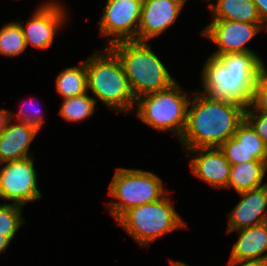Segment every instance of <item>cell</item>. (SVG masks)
I'll use <instances>...</instances> for the list:
<instances>
[{"instance_id": "20", "label": "cell", "mask_w": 267, "mask_h": 266, "mask_svg": "<svg viewBox=\"0 0 267 266\" xmlns=\"http://www.w3.org/2000/svg\"><path fill=\"white\" fill-rule=\"evenodd\" d=\"M57 93L62 99L85 94L88 90L86 63L62 70L55 81Z\"/></svg>"}, {"instance_id": "9", "label": "cell", "mask_w": 267, "mask_h": 266, "mask_svg": "<svg viewBox=\"0 0 267 266\" xmlns=\"http://www.w3.org/2000/svg\"><path fill=\"white\" fill-rule=\"evenodd\" d=\"M142 4L143 0H107L98 21L101 36L110 42L106 47L120 41H138Z\"/></svg>"}, {"instance_id": "16", "label": "cell", "mask_w": 267, "mask_h": 266, "mask_svg": "<svg viewBox=\"0 0 267 266\" xmlns=\"http://www.w3.org/2000/svg\"><path fill=\"white\" fill-rule=\"evenodd\" d=\"M10 119L0 134V164L33 156L30 145L39 130L33 125L18 122L11 125Z\"/></svg>"}, {"instance_id": "4", "label": "cell", "mask_w": 267, "mask_h": 266, "mask_svg": "<svg viewBox=\"0 0 267 266\" xmlns=\"http://www.w3.org/2000/svg\"><path fill=\"white\" fill-rule=\"evenodd\" d=\"M109 47L121 60L135 99L176 82L148 42L120 41Z\"/></svg>"}, {"instance_id": "2", "label": "cell", "mask_w": 267, "mask_h": 266, "mask_svg": "<svg viewBox=\"0 0 267 266\" xmlns=\"http://www.w3.org/2000/svg\"><path fill=\"white\" fill-rule=\"evenodd\" d=\"M263 60L256 53L209 56L201 72L202 88L214 99L251 104L255 82Z\"/></svg>"}, {"instance_id": "3", "label": "cell", "mask_w": 267, "mask_h": 266, "mask_svg": "<svg viewBox=\"0 0 267 266\" xmlns=\"http://www.w3.org/2000/svg\"><path fill=\"white\" fill-rule=\"evenodd\" d=\"M105 51H94L85 61L88 90L98 100L117 112L131 113L136 99L131 91L121 60L106 47Z\"/></svg>"}, {"instance_id": "32", "label": "cell", "mask_w": 267, "mask_h": 266, "mask_svg": "<svg viewBox=\"0 0 267 266\" xmlns=\"http://www.w3.org/2000/svg\"><path fill=\"white\" fill-rule=\"evenodd\" d=\"M265 161H266V164H267V145H266V159H265Z\"/></svg>"}, {"instance_id": "30", "label": "cell", "mask_w": 267, "mask_h": 266, "mask_svg": "<svg viewBox=\"0 0 267 266\" xmlns=\"http://www.w3.org/2000/svg\"><path fill=\"white\" fill-rule=\"evenodd\" d=\"M10 243L11 241L6 236L0 234V254L6 253V249Z\"/></svg>"}, {"instance_id": "29", "label": "cell", "mask_w": 267, "mask_h": 266, "mask_svg": "<svg viewBox=\"0 0 267 266\" xmlns=\"http://www.w3.org/2000/svg\"><path fill=\"white\" fill-rule=\"evenodd\" d=\"M13 118V112L5 109H0V134L6 128L7 123Z\"/></svg>"}, {"instance_id": "8", "label": "cell", "mask_w": 267, "mask_h": 266, "mask_svg": "<svg viewBox=\"0 0 267 266\" xmlns=\"http://www.w3.org/2000/svg\"><path fill=\"white\" fill-rule=\"evenodd\" d=\"M33 159L31 156L1 163L4 166L0 169V198L20 206L41 199Z\"/></svg>"}, {"instance_id": "21", "label": "cell", "mask_w": 267, "mask_h": 266, "mask_svg": "<svg viewBox=\"0 0 267 266\" xmlns=\"http://www.w3.org/2000/svg\"><path fill=\"white\" fill-rule=\"evenodd\" d=\"M62 100L59 115L67 122H80L94 114L96 101L87 92Z\"/></svg>"}, {"instance_id": "22", "label": "cell", "mask_w": 267, "mask_h": 266, "mask_svg": "<svg viewBox=\"0 0 267 266\" xmlns=\"http://www.w3.org/2000/svg\"><path fill=\"white\" fill-rule=\"evenodd\" d=\"M27 48L24 34L19 22H9L0 29V53L14 57Z\"/></svg>"}, {"instance_id": "15", "label": "cell", "mask_w": 267, "mask_h": 266, "mask_svg": "<svg viewBox=\"0 0 267 266\" xmlns=\"http://www.w3.org/2000/svg\"><path fill=\"white\" fill-rule=\"evenodd\" d=\"M266 145L253 127L244 120L219 148L231 165L266 159Z\"/></svg>"}, {"instance_id": "31", "label": "cell", "mask_w": 267, "mask_h": 266, "mask_svg": "<svg viewBox=\"0 0 267 266\" xmlns=\"http://www.w3.org/2000/svg\"><path fill=\"white\" fill-rule=\"evenodd\" d=\"M169 260H170L171 266H189L188 264H185L184 262H181V261H172L171 259Z\"/></svg>"}, {"instance_id": "12", "label": "cell", "mask_w": 267, "mask_h": 266, "mask_svg": "<svg viewBox=\"0 0 267 266\" xmlns=\"http://www.w3.org/2000/svg\"><path fill=\"white\" fill-rule=\"evenodd\" d=\"M183 0H143L138 41L147 42L170 27L181 13Z\"/></svg>"}, {"instance_id": "6", "label": "cell", "mask_w": 267, "mask_h": 266, "mask_svg": "<svg viewBox=\"0 0 267 266\" xmlns=\"http://www.w3.org/2000/svg\"><path fill=\"white\" fill-rule=\"evenodd\" d=\"M167 193L162 179L153 172L141 169L116 168L109 184L108 195L116 200L105 207L117 221L128 209L154 202Z\"/></svg>"}, {"instance_id": "11", "label": "cell", "mask_w": 267, "mask_h": 266, "mask_svg": "<svg viewBox=\"0 0 267 266\" xmlns=\"http://www.w3.org/2000/svg\"><path fill=\"white\" fill-rule=\"evenodd\" d=\"M66 10L59 2L53 0L42 4L34 12L32 18L20 22L26 45L37 49H47L51 46L56 32L66 21Z\"/></svg>"}, {"instance_id": "7", "label": "cell", "mask_w": 267, "mask_h": 266, "mask_svg": "<svg viewBox=\"0 0 267 266\" xmlns=\"http://www.w3.org/2000/svg\"><path fill=\"white\" fill-rule=\"evenodd\" d=\"M185 94L176 81L166 89L140 96L135 102L136 116L153 129L170 131L180 139L185 129L190 100Z\"/></svg>"}, {"instance_id": "27", "label": "cell", "mask_w": 267, "mask_h": 266, "mask_svg": "<svg viewBox=\"0 0 267 266\" xmlns=\"http://www.w3.org/2000/svg\"><path fill=\"white\" fill-rule=\"evenodd\" d=\"M227 266H267L266 259L228 260Z\"/></svg>"}, {"instance_id": "18", "label": "cell", "mask_w": 267, "mask_h": 266, "mask_svg": "<svg viewBox=\"0 0 267 266\" xmlns=\"http://www.w3.org/2000/svg\"><path fill=\"white\" fill-rule=\"evenodd\" d=\"M267 173V164L263 160H254L231 165L227 188L237 193L256 189L267 184L263 178Z\"/></svg>"}, {"instance_id": "5", "label": "cell", "mask_w": 267, "mask_h": 266, "mask_svg": "<svg viewBox=\"0 0 267 266\" xmlns=\"http://www.w3.org/2000/svg\"><path fill=\"white\" fill-rule=\"evenodd\" d=\"M168 193L160 200L128 209L116 222L141 247L150 246L159 237L186 228V222L171 204Z\"/></svg>"}, {"instance_id": "25", "label": "cell", "mask_w": 267, "mask_h": 266, "mask_svg": "<svg viewBox=\"0 0 267 266\" xmlns=\"http://www.w3.org/2000/svg\"><path fill=\"white\" fill-rule=\"evenodd\" d=\"M32 100H33V98L31 99V101ZM31 101H30V103H33ZM30 103H28L27 108L25 106L26 105L25 103L22 105V108L19 109V113L16 114L17 119L14 121L24 122L26 124L33 125L34 127H36L40 131V129L43 127L42 125L45 122V119L41 113L43 111L40 108H35V106H36L35 103H34L35 106H31L34 104H30ZM28 106H29V108H28ZM30 106L33 108H31Z\"/></svg>"}, {"instance_id": "23", "label": "cell", "mask_w": 267, "mask_h": 266, "mask_svg": "<svg viewBox=\"0 0 267 266\" xmlns=\"http://www.w3.org/2000/svg\"><path fill=\"white\" fill-rule=\"evenodd\" d=\"M22 207L13 203H0V234L12 241L16 232L26 222L21 216Z\"/></svg>"}, {"instance_id": "24", "label": "cell", "mask_w": 267, "mask_h": 266, "mask_svg": "<svg viewBox=\"0 0 267 266\" xmlns=\"http://www.w3.org/2000/svg\"><path fill=\"white\" fill-rule=\"evenodd\" d=\"M251 110H250V109ZM245 112H267V68L263 63L255 82L251 104Z\"/></svg>"}, {"instance_id": "17", "label": "cell", "mask_w": 267, "mask_h": 266, "mask_svg": "<svg viewBox=\"0 0 267 266\" xmlns=\"http://www.w3.org/2000/svg\"><path fill=\"white\" fill-rule=\"evenodd\" d=\"M235 232L239 233V238L232 247L229 260L267 258V222Z\"/></svg>"}, {"instance_id": "1", "label": "cell", "mask_w": 267, "mask_h": 266, "mask_svg": "<svg viewBox=\"0 0 267 266\" xmlns=\"http://www.w3.org/2000/svg\"><path fill=\"white\" fill-rule=\"evenodd\" d=\"M187 107L186 125L179 142L183 151L195 148H219L233 137L245 120L246 107L238 102L214 99L198 91Z\"/></svg>"}, {"instance_id": "26", "label": "cell", "mask_w": 267, "mask_h": 266, "mask_svg": "<svg viewBox=\"0 0 267 266\" xmlns=\"http://www.w3.org/2000/svg\"><path fill=\"white\" fill-rule=\"evenodd\" d=\"M245 120L256 134L267 144V112H245Z\"/></svg>"}, {"instance_id": "10", "label": "cell", "mask_w": 267, "mask_h": 266, "mask_svg": "<svg viewBox=\"0 0 267 266\" xmlns=\"http://www.w3.org/2000/svg\"><path fill=\"white\" fill-rule=\"evenodd\" d=\"M264 28L266 27L262 23L212 20L201 31V35L219 48L210 55L213 57L228 53H256L253 49L246 47V44Z\"/></svg>"}, {"instance_id": "28", "label": "cell", "mask_w": 267, "mask_h": 266, "mask_svg": "<svg viewBox=\"0 0 267 266\" xmlns=\"http://www.w3.org/2000/svg\"><path fill=\"white\" fill-rule=\"evenodd\" d=\"M261 19L262 24L267 28V0H252Z\"/></svg>"}, {"instance_id": "19", "label": "cell", "mask_w": 267, "mask_h": 266, "mask_svg": "<svg viewBox=\"0 0 267 266\" xmlns=\"http://www.w3.org/2000/svg\"><path fill=\"white\" fill-rule=\"evenodd\" d=\"M213 20L262 23L252 0H217L209 4Z\"/></svg>"}, {"instance_id": "13", "label": "cell", "mask_w": 267, "mask_h": 266, "mask_svg": "<svg viewBox=\"0 0 267 266\" xmlns=\"http://www.w3.org/2000/svg\"><path fill=\"white\" fill-rule=\"evenodd\" d=\"M187 157L195 154L190 161L191 173L214 188L226 189L231 164L220 148H195L184 150ZM190 155V156H189Z\"/></svg>"}, {"instance_id": "14", "label": "cell", "mask_w": 267, "mask_h": 266, "mask_svg": "<svg viewBox=\"0 0 267 266\" xmlns=\"http://www.w3.org/2000/svg\"><path fill=\"white\" fill-rule=\"evenodd\" d=\"M238 194L240 201L227 215V234L267 222V184Z\"/></svg>"}]
</instances>
